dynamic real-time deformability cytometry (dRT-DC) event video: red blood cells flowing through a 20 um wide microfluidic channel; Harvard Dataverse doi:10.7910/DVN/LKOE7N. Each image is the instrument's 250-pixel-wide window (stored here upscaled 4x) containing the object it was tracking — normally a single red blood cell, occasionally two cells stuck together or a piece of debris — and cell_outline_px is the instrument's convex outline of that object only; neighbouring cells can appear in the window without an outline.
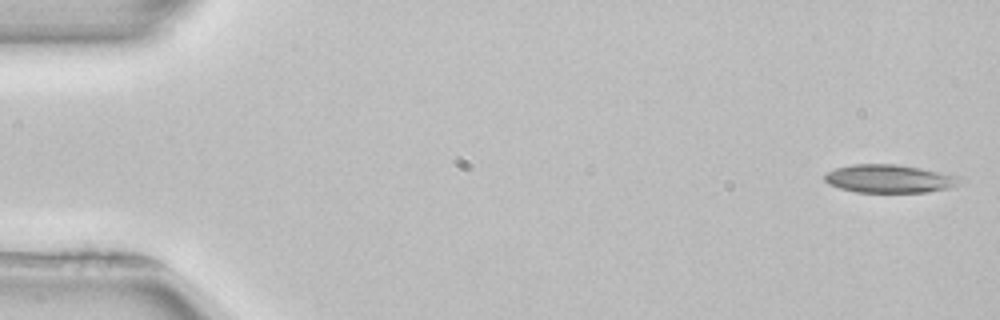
{"species": "common noctule bat (a hibernating species)", "species_latin": "Nyctalus noctula", "temperature_condition": "room temperature", "stored_images_in_passage": 15, "camera_frame_rate_fps": 3000, "um_per_image_px": 0.085, "animal": {"sex": "female", "body_mass_g": 22.7, "forearm_length_mm": 54.2}, "frame": {"image": 1, "passage_image": 1, "time_ms": 0.0, "image_size_px": [1000, 320], "cell_outline_px": [[968, 180], [952, 188], [924, 192], [856, 192], [840, 188], [828, 184], [824, 180], [824, 176], [828, 172], [836, 168], [852, 164], [896, 164], [920, 168], [964, 176]], "centroid_in_image_um": [75.71, 15.19], "position_along_channel_um": 9.3, "area_um2": 22.6}}